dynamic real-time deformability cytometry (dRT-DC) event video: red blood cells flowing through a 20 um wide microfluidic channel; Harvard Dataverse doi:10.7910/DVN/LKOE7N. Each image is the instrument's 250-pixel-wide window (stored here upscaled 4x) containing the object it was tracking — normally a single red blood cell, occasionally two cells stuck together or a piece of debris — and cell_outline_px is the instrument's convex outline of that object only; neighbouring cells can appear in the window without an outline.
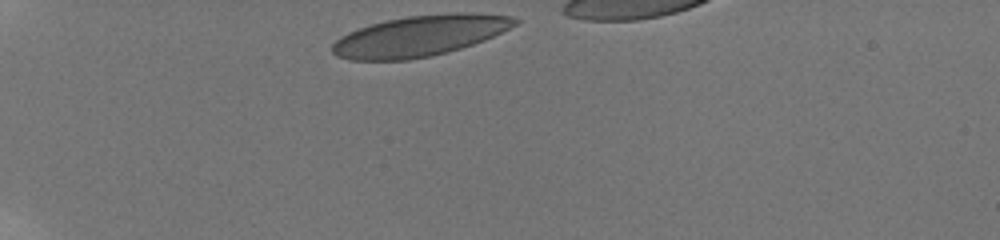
{"species": "human", "species_latin": "Homo sapiens", "temperature_condition": "room temperature", "stored_images_in_passage": 14, "camera_frame_rate_fps": 3000, "um_per_image_px": 0.085, "donor": {"sex": "male"}, "frame": {"image": 1, "passage_image": 1, "time_ms": 0.0, "image_size_px": [1000, 240], "cell_outline_px": [[520, 20], [516, 24], [484, 40], [460, 48], [432, 56], [408, 60], [348, 60], [336, 56], [332, 52], [332, 44], [340, 36], [348, 32], [372, 24], [388, 20], [408, 16], [452, 12], [468, 12], [512, 16]], "centroid_in_image_um": [35.65, 3.05], "position_along_channel_um": 49.3, "area_um2": 43.23}}
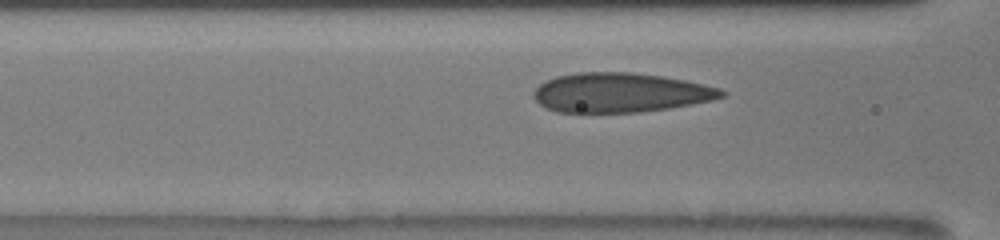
{"frame": {"image": 2, "passage_image": 8, "time_ms": 3.0, "image_size_px": [1000, 240], "cell_outline_px": [[728, 92], [724, 96], [712, 100], [668, 108], [640, 112], [556, 112], [544, 108], [532, 96], [532, 92], [540, 84], [556, 76], [576, 72], [632, 72], [660, 76], [684, 80], [704, 84], [720, 88]], "centroid_in_image_um": [52.7, 7.87], "position_along_channel_um": 113.9, "area_um2": 43.23}}
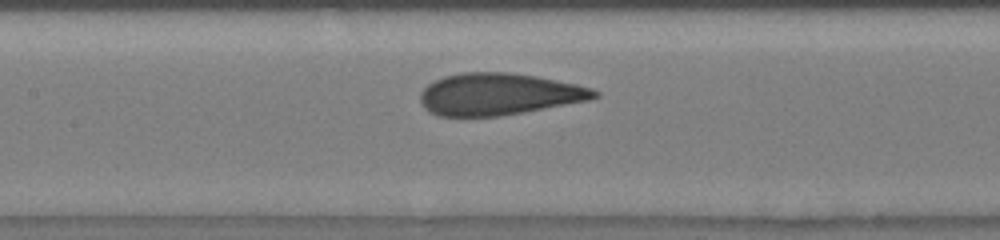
{"frame": {"image": 3, "passage_image": 11, "time_ms": 4.333, "image_size_px": [1000, 240], "cell_outline_px": [[600, 96], [588, 100], [524, 112], [500, 116], [436, 116], [428, 112], [424, 108], [420, 100], [420, 92], [428, 84], [444, 76], [460, 72], [512, 72], [536, 76], [576, 84], [592, 88], [600, 92]], "centroid_in_image_um": [42.38, 8.0], "position_along_channel_um": 165.0, "area_um2": 42.66}}